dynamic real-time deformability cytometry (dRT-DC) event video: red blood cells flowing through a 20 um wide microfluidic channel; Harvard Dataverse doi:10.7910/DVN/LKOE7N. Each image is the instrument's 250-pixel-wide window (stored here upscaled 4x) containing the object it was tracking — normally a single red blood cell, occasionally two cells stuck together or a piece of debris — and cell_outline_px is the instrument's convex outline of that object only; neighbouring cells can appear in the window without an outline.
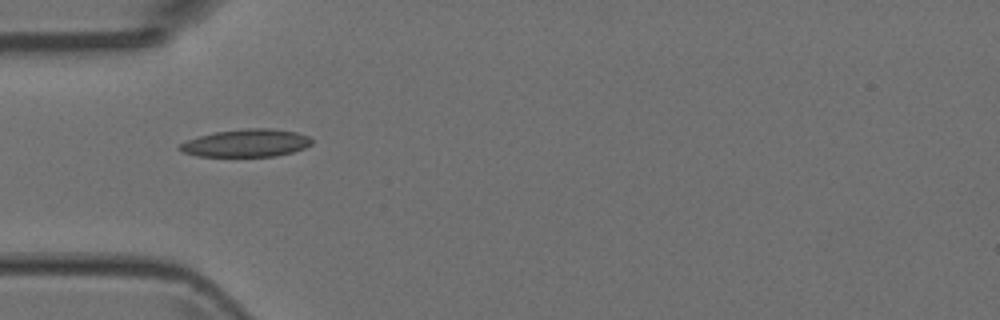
{"species": "Egyptian fruit bat (a non-hibernating species)", "species_latin": "Rousettus aegyptiacus", "temperature_condition": "room temperature", "stored_images_in_passage": 4, "camera_frame_rate_fps": 3000, "um_per_image_px": 0.085, "animal": {"sex": "female"}, "frame": {"image": 1, "passage_image": 1, "time_ms": 0.0, "image_size_px": [1000, 320], "cell_outline_px": [[312, 144], [304, 148], [292, 152], [276, 156], [196, 156], [184, 152], [180, 148], [180, 144], [188, 140], [200, 136], [216, 132], [248, 128], [268, 128], [296, 132], [308, 136], [312, 140]], "centroid_in_image_um": [20.97, 12.16], "position_along_channel_um": 64.0, "area_um2": 20.98}}
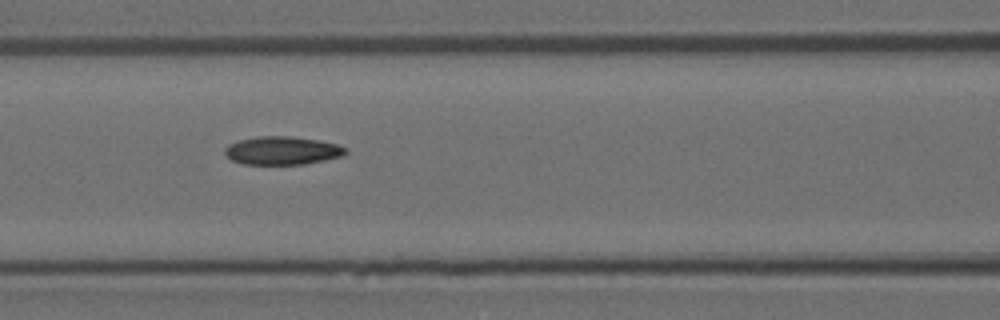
{"frame": {"image": 2, "passage_image": 3, "time_ms": 0.667, "image_size_px": [1000, 320], "cell_outline_px": [[348, 152], [344, 156], [304, 164], [244, 164], [232, 160], [224, 152], [224, 148], [228, 144], [240, 140], [256, 136], [292, 136], [316, 140], [336, 144], [348, 148]], "centroid_in_image_um": [24.01, 12.79], "position_along_channel_um": 142.6, "area_um2": 19.88}}
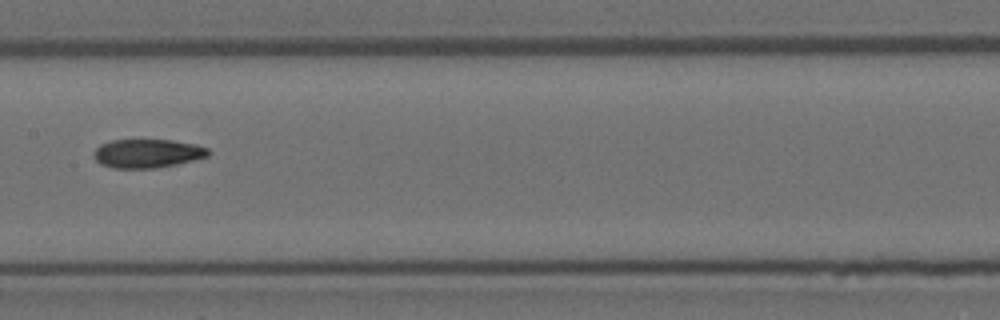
{"frame": {"image": 3, "passage_image": 4, "time_ms": 1.0, "image_size_px": [1000, 320], "cell_outline_px": [[212, 152], [208, 156], [192, 160], [156, 168], [112, 168], [100, 164], [96, 160], [96, 148], [100, 144], [112, 140], [172, 140], [196, 144], [208, 148]], "centroid_in_image_um": [12.55, 13.04], "position_along_channel_um": 194.8, "area_um2": 19.02}}